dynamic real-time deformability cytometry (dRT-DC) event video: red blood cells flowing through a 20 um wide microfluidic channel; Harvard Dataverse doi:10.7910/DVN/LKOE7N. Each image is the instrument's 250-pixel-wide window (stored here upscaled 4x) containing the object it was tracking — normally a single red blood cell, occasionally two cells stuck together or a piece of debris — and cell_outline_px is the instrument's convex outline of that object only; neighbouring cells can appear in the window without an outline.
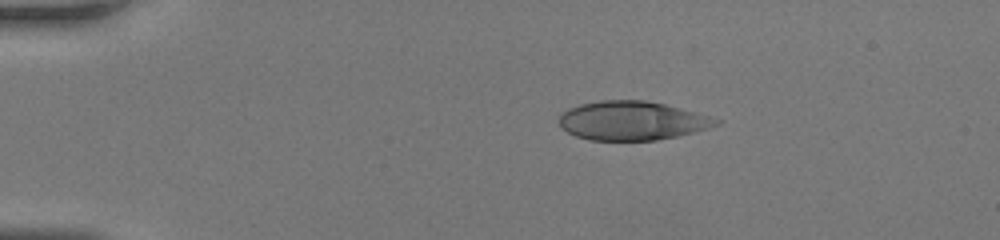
{"species": "human", "species_latin": "Homo sapiens", "temperature_condition": "room temperature", "stored_images_in_passage": 37, "camera_frame_rate_fps": 3000, "um_per_image_px": 0.085, "donor": {"sex": "female"}, "frame": {"image": 1, "passage_image": 1, "time_ms": 0.0, "image_size_px": [1000, 240], "cell_outline_px": [[724, 120], [720, 124], [708, 128], [676, 136], [656, 140], [588, 140], [576, 136], [560, 128], [560, 112], [568, 108], [580, 104], [600, 100], [644, 100], [664, 104], [680, 108]], "centroid_in_image_um": [53.7, 10.25], "position_along_channel_um": 31.3, "area_um2": 35.6}}
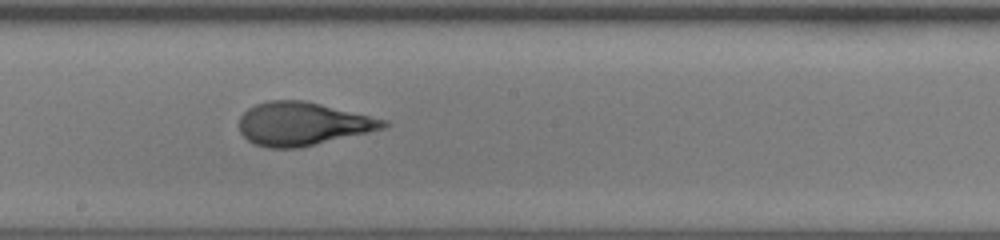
{"frame": {"image": 2, "passage_image": 18, "time_ms": 5.667, "image_size_px": [1000, 240], "cell_outline_px": [[392, 124], [384, 128], [368, 132], [300, 148], [268, 148], [252, 144], [240, 132], [240, 116], [248, 108], [256, 104], [268, 100], [304, 100], [388, 120]], "centroid_in_image_um": [25.72, 10.53], "position_along_channel_um": 222.5, "area_um2": 36.41}}
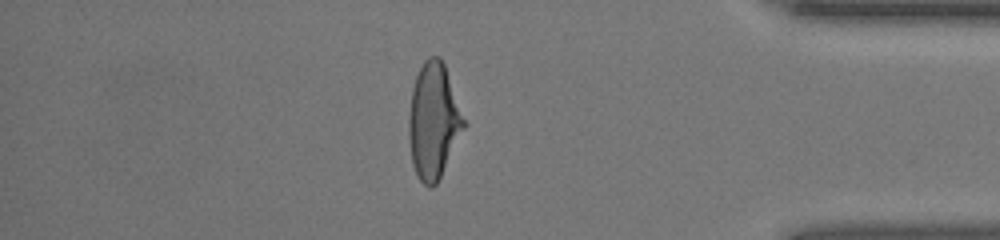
{"frame": {"image": 3, "passage_image": 31, "time_ms": 10.0, "image_size_px": [1000, 240], "cell_outline_px": [[468, 124], [436, 184], [432, 188], [428, 188], [416, 176], [412, 164], [408, 136], [408, 120], [412, 88], [416, 76], [424, 60], [428, 56], [440, 56], [444, 64]], "centroid_in_image_um": [36.86, 10.29], "position_along_channel_um": 398.3, "area_um2": 37.57}}